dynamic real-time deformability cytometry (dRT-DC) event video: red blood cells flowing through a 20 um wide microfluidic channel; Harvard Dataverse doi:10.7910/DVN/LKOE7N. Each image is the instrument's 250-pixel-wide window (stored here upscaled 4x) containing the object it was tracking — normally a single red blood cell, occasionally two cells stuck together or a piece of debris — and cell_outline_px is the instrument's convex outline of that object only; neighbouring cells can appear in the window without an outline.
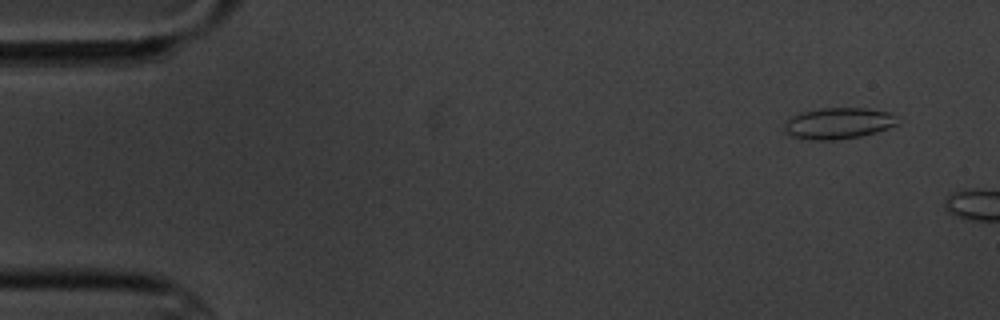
{"species": "common noctule bat (a hibernating species)", "species_latin": "Nyctalus noctula", "temperature_condition": "cold", "stored_images_in_passage": 5, "camera_frame_rate_fps": 3000, "um_per_image_px": 0.085, "animal": {"sex": "male", "body_mass_g": 20.1, "forearm_length_mm": 53.5}, "frame": {"image": 1, "passage_image": 1, "time_ms": 0.0, "image_size_px": [1000, 320], "cell_outline_px": [[896, 124], [888, 128], [876, 132], [860, 136], [836, 140], [808, 140], [792, 136], [784, 132], [784, 124], [788, 116], [820, 108], [868, 108], [892, 112]], "centroid_in_image_um": [71.2, 10.48], "position_along_channel_um": 13.8, "area_um2": 20.69}}